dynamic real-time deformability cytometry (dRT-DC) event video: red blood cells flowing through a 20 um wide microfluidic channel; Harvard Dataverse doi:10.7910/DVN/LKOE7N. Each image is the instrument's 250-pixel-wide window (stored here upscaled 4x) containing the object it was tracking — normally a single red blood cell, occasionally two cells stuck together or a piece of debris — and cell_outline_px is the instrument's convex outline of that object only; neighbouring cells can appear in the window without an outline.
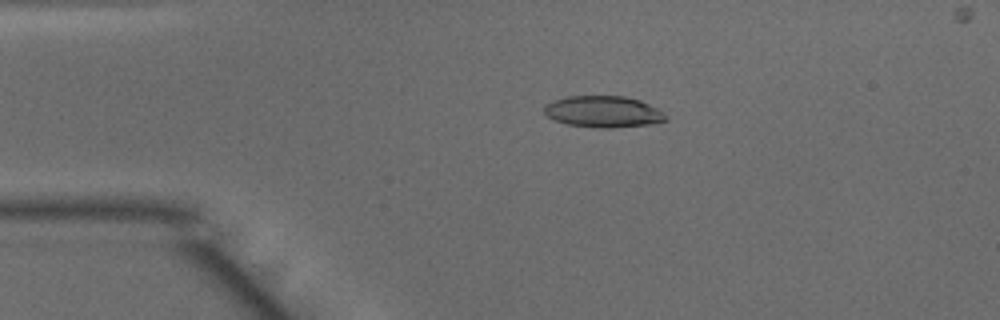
{"species": "common noctule bat (a hibernating species)", "species_latin": "Nyctalus noctula", "temperature_condition": "warm", "stored_images_in_passage": 49, "camera_frame_rate_fps": 3000, "um_per_image_px": 0.085, "animal": {"sex": "male", "body_mass_g": 15.6}, "frame": {"image": 1, "passage_image": 10, "time_ms": 3.0, "image_size_px": [1000, 320], "cell_outline_px": [[668, 120], [648, 124], [612, 128], [596, 128], [568, 124], [556, 120], [548, 116], [544, 112], [544, 104], [552, 100], [568, 96], [624, 96], [640, 100], [660, 108], [664, 112]], "centroid_in_image_um": [51.3, 9.48], "position_along_channel_um": 33.7, "area_um2": 22.43}}
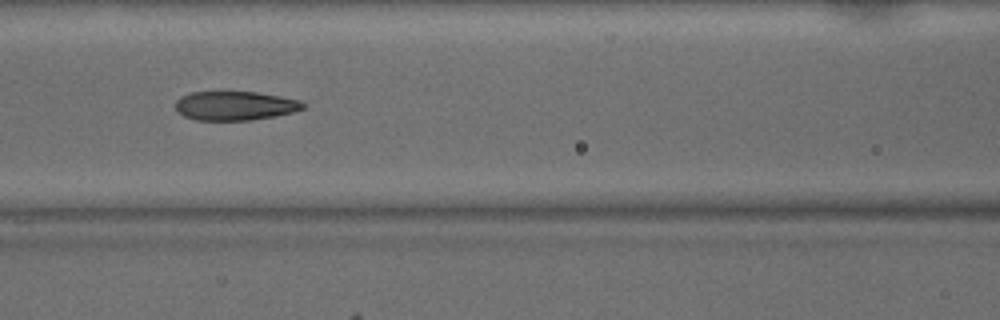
{"frame": {"image": 2, "passage_image": 21, "time_ms": 6.667, "image_size_px": [1000, 320], "cell_outline_px": [[304, 108], [292, 112], [276, 116], [252, 120], [196, 120], [184, 116], [176, 108], [176, 100], [180, 96], [192, 92], [256, 92], [300, 100], [304, 104]], "centroid_in_image_um": [19.97, 8.99], "position_along_channel_um": 146.6, "area_um2": 21.44}}
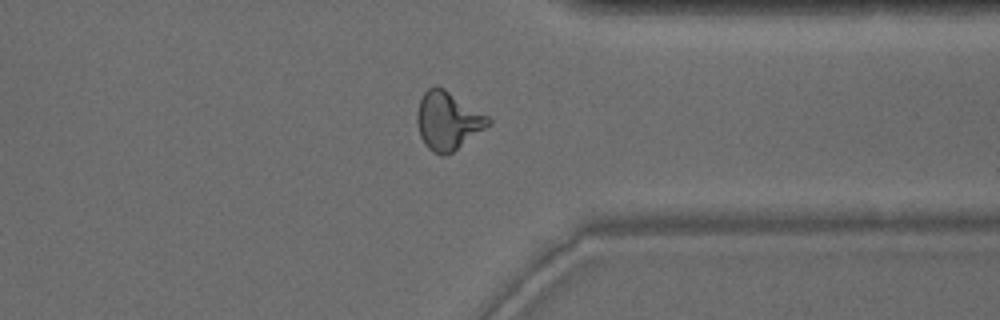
{"frame": {"image": 3, "passage_image": 38, "time_ms": 12.333, "image_size_px": [1000, 320], "cell_outline_px": [[492, 124], [452, 152], [444, 156], [440, 156], [432, 152], [424, 144], [420, 136], [416, 120], [416, 112], [420, 100], [424, 92], [428, 88], [436, 84], [444, 88], [488, 116], [492, 120]], "centroid_in_image_um": [38.05, 10.26], "position_along_channel_um": 373.4, "area_um2": 24.28}, "authors_computed_cell_mechanics": {"area_um2": 22.8888, "velocity_mm_per_s": 4.0738, "shape_relaxation_time_tau1_ms": 7.5107, "shape_relaxation_time_tau2_ms": 1.7894, "deformation_change_tau1": 0.2343, "deformation_change_tau2": 0.1002}}